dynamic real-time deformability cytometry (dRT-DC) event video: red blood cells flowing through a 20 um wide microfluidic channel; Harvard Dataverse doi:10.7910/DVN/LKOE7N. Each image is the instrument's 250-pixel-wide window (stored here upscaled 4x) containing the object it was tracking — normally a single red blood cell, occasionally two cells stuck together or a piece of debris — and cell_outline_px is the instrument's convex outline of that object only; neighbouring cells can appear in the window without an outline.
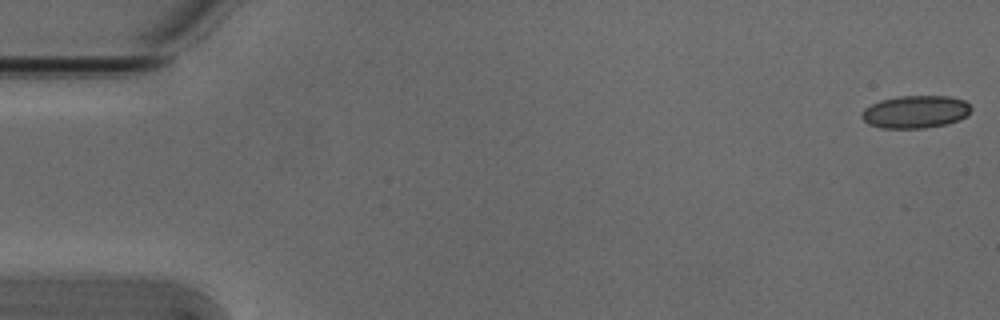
{"species": "Egyptian fruit bat (a non-hibernating species)", "species_latin": "Rousettus aegyptiacus", "temperature_condition": "cold", "stored_images_in_passage": 54, "camera_frame_rate_fps": 3000, "um_per_image_px": 0.085, "animal": {"sex": "male"}, "frame": {"image": 1, "passage_image": 1, "time_ms": 0.0, "image_size_px": [1000, 320], "cell_outline_px": [[972, 108], [968, 116], [944, 124], [924, 128], [880, 128], [868, 124], [860, 116], [860, 112], [864, 108], [880, 100], [900, 96], [948, 96], [964, 100]], "centroid_in_image_um": [77.78, 9.5], "position_along_channel_um": 7.2, "area_um2": 20.81}}
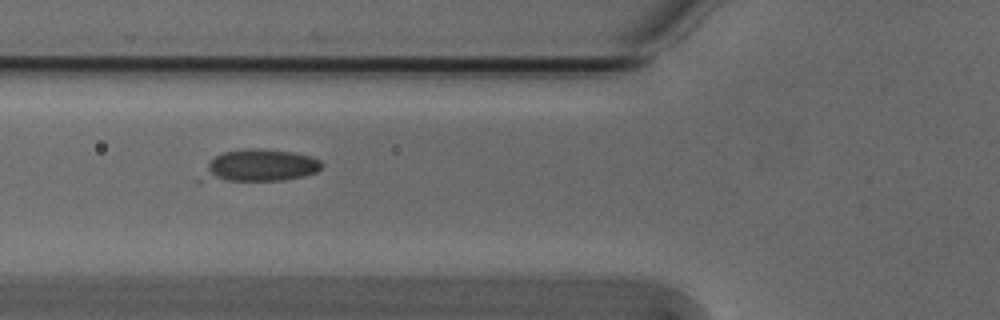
{"frame": {"image": 2, "passage_image": 20, "time_ms": 6.333, "image_size_px": [1000, 320], "cell_outline_px": [[324, 164], [316, 172], [304, 176], [284, 180], [200, 184], [196, 184], [196, 180], [208, 164], [216, 156], [224, 152], [248, 148], [260, 148], [292, 152], [312, 156], [320, 160]], "centroid_in_image_um": [21.92, 14.15], "position_along_channel_um": 103.9, "area_um2": 23.64}}
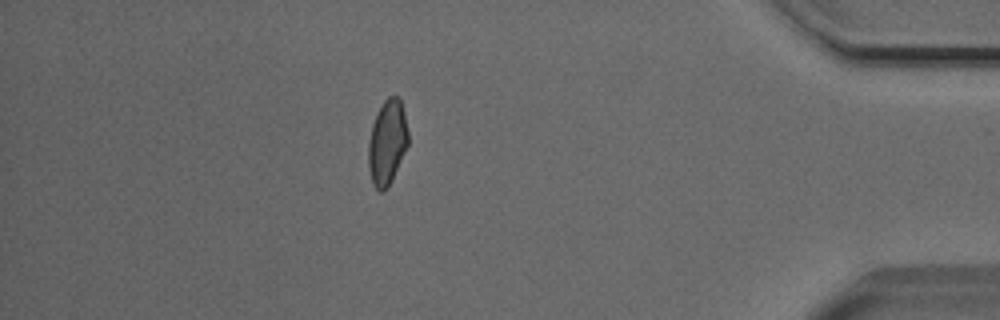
{"frame": {"image": 3, "passage_image": 47, "time_ms": 15.333, "image_size_px": [1000, 320], "cell_outline_px": [[408, 144], [392, 180], [384, 192], [380, 192], [372, 184], [368, 164], [368, 144], [372, 124], [376, 112], [384, 100], [388, 96], [400, 96], [404, 112], [408, 132]], "centroid_in_image_um": [32.9, 12.09], "position_along_channel_um": 402.3, "area_um2": 19.83}, "authors_computed_cell_mechanics": {"area_um2": 20.808, "velocity_mm_per_s": 3.832, "shape_relaxation_time_tau1_ms": 6.3945, "shape_relaxation_time_tau2_ms": null, "deformation_change_tau1": 0.1483, "deformation_change_tau2": null}}